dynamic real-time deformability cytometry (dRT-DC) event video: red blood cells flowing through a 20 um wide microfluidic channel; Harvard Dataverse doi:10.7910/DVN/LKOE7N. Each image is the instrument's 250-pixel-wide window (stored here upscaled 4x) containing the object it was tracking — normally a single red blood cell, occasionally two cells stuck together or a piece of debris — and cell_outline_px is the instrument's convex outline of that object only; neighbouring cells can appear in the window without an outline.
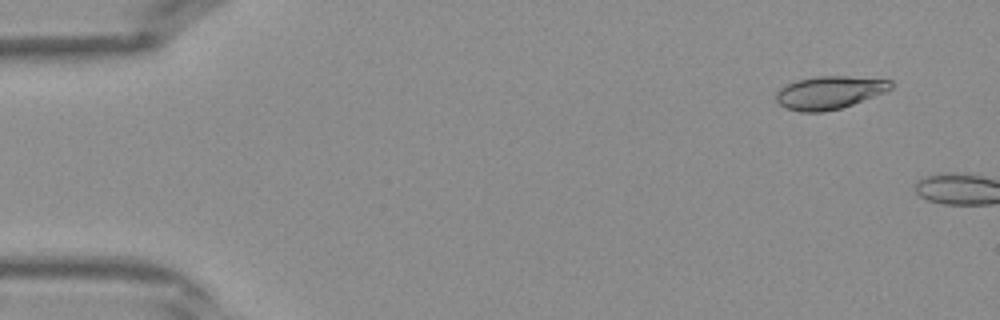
{"species": "Egyptian fruit bat (a non-hibernating species)", "species_latin": "Rousettus aegyptiacus", "temperature_condition": "warm", "stored_images_in_passage": 5, "camera_frame_rate_fps": 3000, "um_per_image_px": 0.085, "frame": {"image": 1, "passage_image": 3, "time_ms": 0.667, "image_size_px": [1000, 320], "cell_outline_px": [[892, 88], [884, 92], [852, 104], [840, 108], [824, 112], [800, 112], [788, 108], [780, 104], [776, 100], [776, 92], [780, 88], [796, 80], [816, 76], [848, 76], [892, 80]], "centroid_in_image_um": [70.49, 7.86], "position_along_channel_um": 14.5, "area_um2": 21.85}}